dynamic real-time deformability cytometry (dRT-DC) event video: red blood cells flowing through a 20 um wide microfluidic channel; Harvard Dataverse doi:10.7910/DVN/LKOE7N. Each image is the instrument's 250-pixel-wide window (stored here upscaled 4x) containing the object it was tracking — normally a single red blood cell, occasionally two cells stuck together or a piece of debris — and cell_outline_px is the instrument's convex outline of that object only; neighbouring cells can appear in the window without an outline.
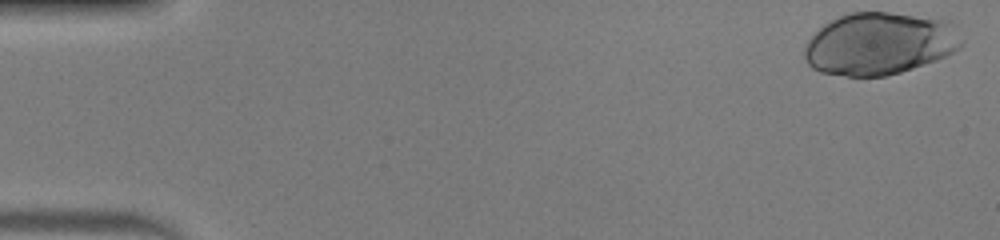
{"species": "human", "species_latin": "Homo sapiens", "temperature_condition": "warm", "stored_images_in_passage": 44, "camera_frame_rate_fps": 3000, "um_per_image_px": 0.085, "donor": {"sex": "male"}, "frame": {"image": 1, "passage_image": 1, "time_ms": 0.0, "image_size_px": [1000, 240], "cell_outline_px": [[964, 44], [960, 48], [936, 60], [900, 72], [884, 76], [848, 76], [820, 72], [812, 68], [808, 64], [804, 56], [804, 48], [808, 40], [824, 24], [840, 16], [852, 12], [888, 12], [952, 20], [956, 24], [964, 40]], "centroid_in_image_um": [74.81, 3.7], "position_along_channel_um": 10.2, "area_um2": 57.34}}
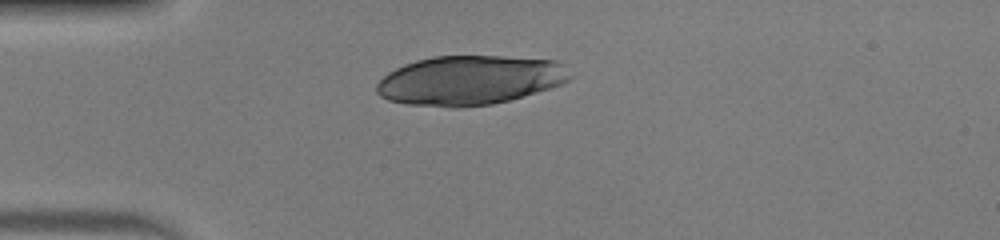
{"frame": {"image": 2, "passage_image": 13, "time_ms": 4.0, "image_size_px": [1000, 240], "cell_outline_px": [[576, 76], [560, 84], [548, 88], [508, 100], [492, 104], [460, 108], [452, 108], [408, 104], [388, 100], [380, 96], [376, 92], [376, 84], [388, 72], [404, 64], [416, 60], [432, 56], [504, 56], [556, 60], [564, 64]], "centroid_in_image_um": [39.93, 6.81], "position_along_channel_um": 45.1, "area_um2": 55.95}}